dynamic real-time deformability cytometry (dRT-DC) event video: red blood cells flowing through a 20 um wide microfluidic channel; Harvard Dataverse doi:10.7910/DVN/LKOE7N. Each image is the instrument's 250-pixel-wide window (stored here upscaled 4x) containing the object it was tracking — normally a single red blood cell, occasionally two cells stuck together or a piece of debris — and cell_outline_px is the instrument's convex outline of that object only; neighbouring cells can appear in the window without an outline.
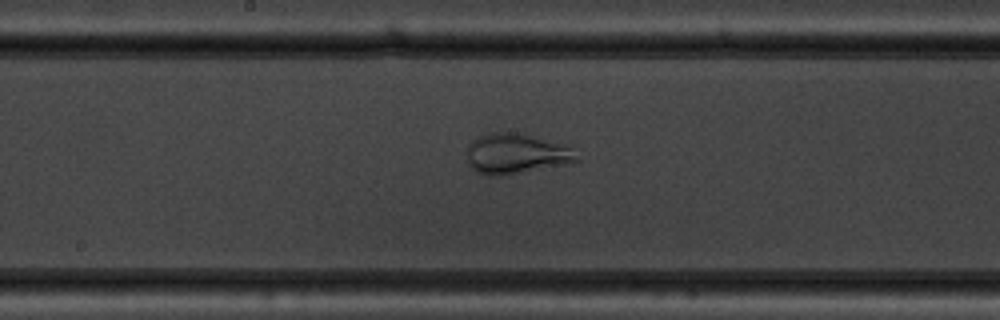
{"species": "common noctule bat (a hibernating species)", "species_latin": "Nyctalus noctula", "temperature_condition": "warm", "stored_images_in_passage": 49, "camera_frame_rate_fps": 3000, "um_per_image_px": 0.085, "animal": {"sex": "male", "body_mass_g": 19.5, "forearm_length_mm": 54.6}, "frame": {"image": 1, "passage_image": 23, "time_ms": 7.333, "image_size_px": [1000, 320], "cell_outline_px": [[580, 160], [568, 164], [500, 176], [488, 176], [476, 172], [468, 164], [468, 144], [472, 140], [488, 132], [520, 132], [572, 144]], "centroid_in_image_um": [43.95, 13.04], "position_along_channel_um": 204.2, "area_um2": 26.65}}
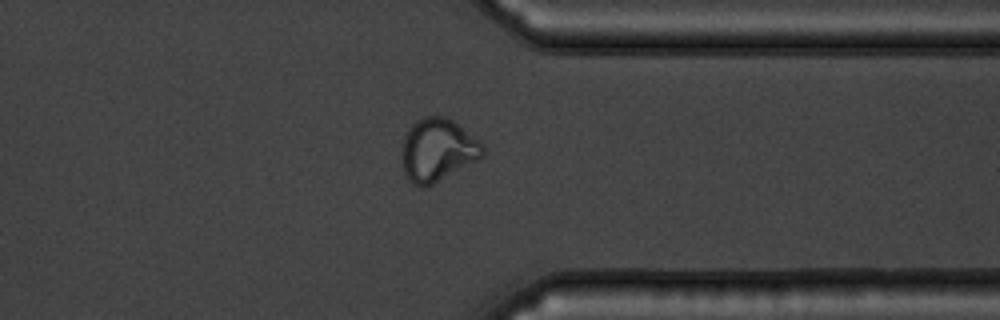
{"frame": {"image": 2, "passage_image": 37, "time_ms": 12.0, "image_size_px": [1000, 320], "cell_outline_px": [[484, 156], [432, 184], [424, 188], [420, 188], [412, 184], [408, 180], [404, 172], [404, 136], [408, 128], [416, 120], [424, 116], [444, 116], [452, 120], [484, 144]], "centroid_in_image_um": [37.2, 12.74], "position_along_channel_um": 374.2, "area_um2": 29.25}}
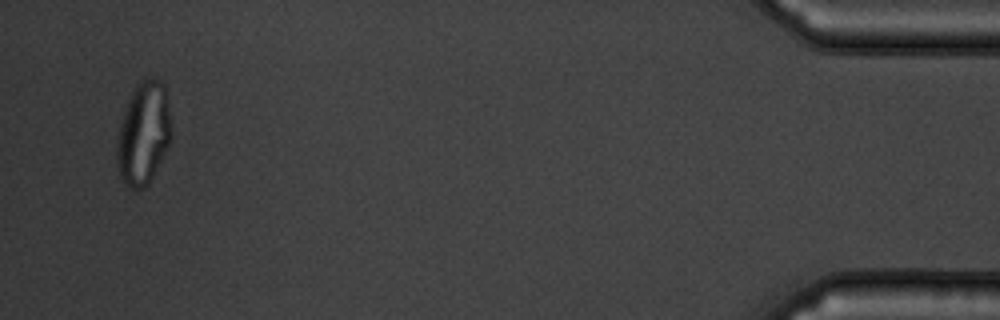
{"frame": {"image": 3, "passage_image": 47, "time_ms": 15.333, "image_size_px": [1000, 320], "cell_outline_px": [[168, 144], [148, 184], [144, 188], [128, 188], [120, 176], [116, 160], [116, 144], [120, 124], [124, 108], [136, 84], [140, 80], [148, 76], [160, 80], [164, 84], [168, 104]], "centroid_in_image_um": [12.13, 11.3], "position_along_channel_um": 423.1, "area_um2": 31.91}}